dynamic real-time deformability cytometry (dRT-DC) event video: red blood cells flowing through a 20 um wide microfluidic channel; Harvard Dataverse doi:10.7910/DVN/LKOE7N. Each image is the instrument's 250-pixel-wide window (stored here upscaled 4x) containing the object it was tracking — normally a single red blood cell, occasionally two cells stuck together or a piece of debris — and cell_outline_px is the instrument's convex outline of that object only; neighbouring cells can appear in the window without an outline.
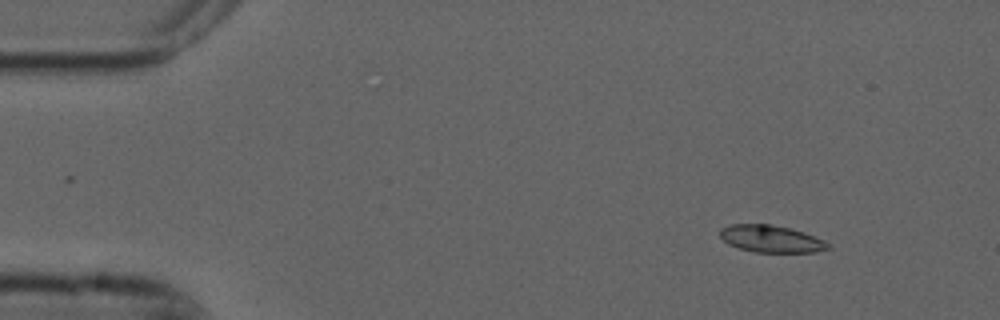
{"species": "common noctule bat (a hibernating species)", "species_latin": "Nyctalus noctula", "temperature_condition": "cold", "stored_images_in_passage": 6, "camera_frame_rate_fps": 3000, "um_per_image_px": 0.085, "animal": {"sex": "male", "forearm_length_mm": 52.5}, "frame": {"image": 1, "passage_image": 2, "time_ms": 0.333, "image_size_px": [1000, 320], "cell_outline_px": [[832, 248], [816, 252], [756, 252], [740, 248], [728, 244], [720, 236], [720, 228], [732, 224], [768, 224], [792, 228], [804, 232], [824, 240], [832, 244]], "centroid_in_image_um": [65.6, 20.3], "position_along_channel_um": 19.4, "area_um2": 17.17}}
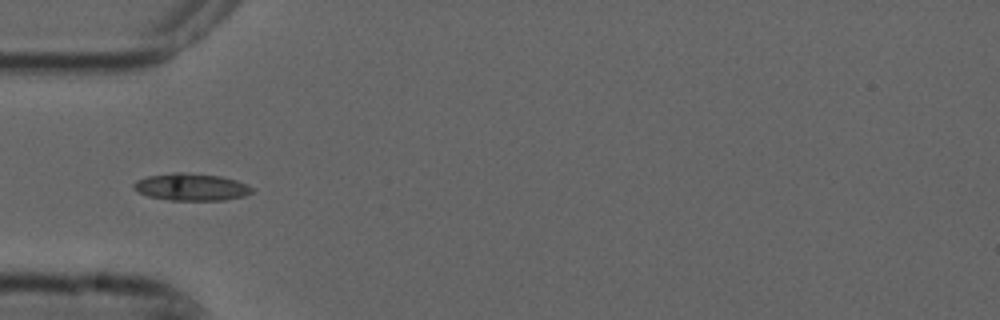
{"frame": {"image": 2, "passage_image": 5, "time_ms": 1.333, "image_size_px": [1000, 320], "cell_outline_px": [[252, 192], [244, 196], [224, 200], [168, 200], [148, 196], [136, 192], [132, 188], [132, 184], [136, 180], [148, 176], [172, 172], [184, 172], [220, 176], [236, 180], [252, 188]], "centroid_in_image_um": [16.18, 15.89], "position_along_channel_um": 68.8, "area_um2": 18.79}}
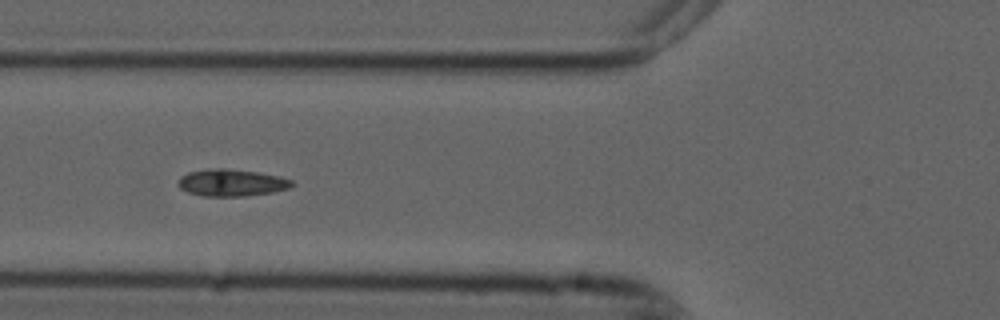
{"frame": {"image": 3, "passage_image": 6, "time_ms": 1.667, "image_size_px": [1000, 320], "cell_outline_px": [[296, 184], [292, 188], [272, 192], [244, 196], [204, 196], [188, 192], [180, 188], [176, 184], [180, 176], [188, 172], [216, 168], [224, 168], [256, 172], [280, 176], [292, 180]], "centroid_in_image_um": [19.7, 15.53], "position_along_channel_um": 106.1, "area_um2": 17.98}}